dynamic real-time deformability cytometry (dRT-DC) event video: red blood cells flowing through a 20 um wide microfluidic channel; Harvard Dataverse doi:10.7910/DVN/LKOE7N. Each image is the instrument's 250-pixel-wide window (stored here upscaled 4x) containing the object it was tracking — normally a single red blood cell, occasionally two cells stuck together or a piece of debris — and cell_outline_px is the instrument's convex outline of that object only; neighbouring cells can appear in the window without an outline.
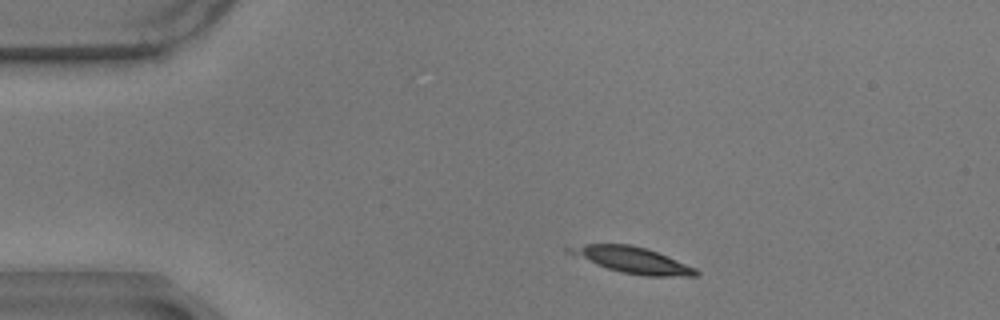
{"species": "common noctule bat (a hibernating species)", "species_latin": "Nyctalus noctula", "temperature_condition": "warm", "stored_images_in_passage": 20, "camera_frame_rate_fps": 3000, "um_per_image_px": 0.085, "animal": {"sex": "male", "body_mass_g": 17.9}, "frame": {"image": 1, "passage_image": 1, "time_ms": 0.0, "image_size_px": [1000, 320], "cell_outline_px": [[700, 272], [696, 276], [644, 276], [620, 272], [596, 264], [564, 252], [564, 248], [584, 244], [632, 244], [668, 256], [696, 268]], "centroid_in_image_um": [53.72, 22.1], "position_along_channel_um": 31.3, "area_um2": 19.25}}
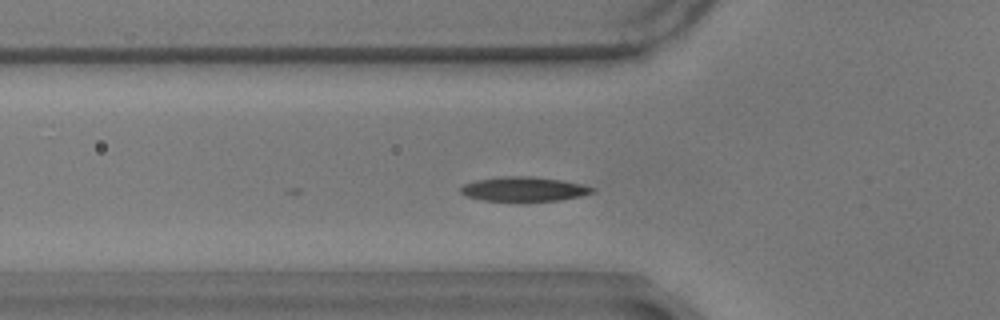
{"frame": {"image": 2, "passage_image": 10, "time_ms": 3.0, "image_size_px": [1000, 320], "cell_outline_px": [[596, 188], [592, 192], [580, 196], [560, 200], [484, 200], [464, 196], [460, 192], [460, 188], [464, 184], [476, 180], [504, 176], [532, 176], [560, 180], [580, 184]], "centroid_in_image_um": [44.49, 16.06], "position_along_channel_um": 81.3, "area_um2": 18.38}}
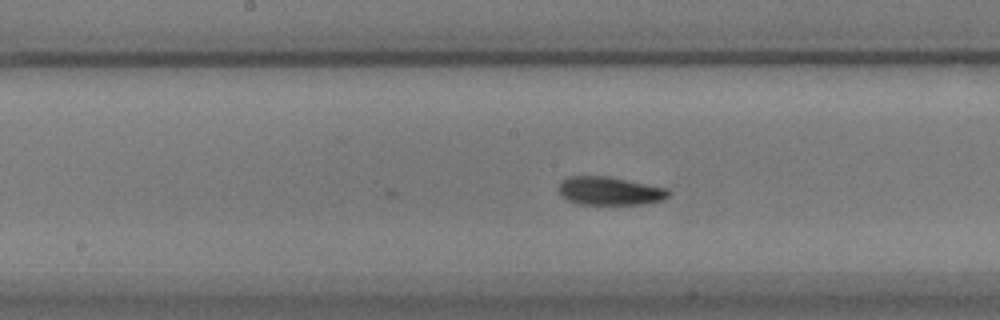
{"frame": {"image": 3, "passage_image": 20, "time_ms": 6.333, "image_size_px": [1000, 320], "cell_outline_px": [[672, 192], [668, 196], [660, 200], [644, 204], [580, 204], [568, 200], [556, 188], [568, 176], [608, 176], [668, 188]], "centroid_in_image_um": [51.85, 16.22], "position_along_channel_um": 196.4, "area_um2": 18.03}}